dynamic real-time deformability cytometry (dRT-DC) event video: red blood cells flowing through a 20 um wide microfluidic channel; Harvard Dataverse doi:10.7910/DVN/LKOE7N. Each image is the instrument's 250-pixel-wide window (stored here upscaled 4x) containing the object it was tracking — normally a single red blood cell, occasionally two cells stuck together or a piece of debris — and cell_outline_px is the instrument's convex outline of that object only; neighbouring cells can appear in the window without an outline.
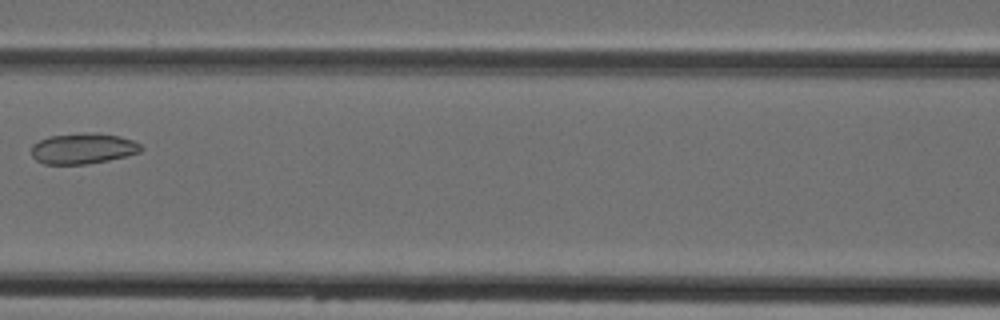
{"species": "Egyptian fruit bat (a non-hibernating species)", "species_latin": "Rousettus aegyptiacus", "temperature_condition": "cold", "stored_images_in_passage": 7, "camera_frame_rate_fps": 3000, "um_per_image_px": 0.085, "animal": {"sex": "female"}, "frame": {"image": 1, "passage_image": 6, "time_ms": 6.0, "image_size_px": [1000, 320], "cell_outline_px": [[144, 148], [140, 152], [108, 160], [88, 164], [44, 164], [36, 160], [32, 156], [32, 144], [48, 136], [84, 132], [120, 136], [132, 140], [140, 144]], "centroid_in_image_um": [7.04, 12.62], "position_along_channel_um": 159.6, "area_um2": 19.59}}
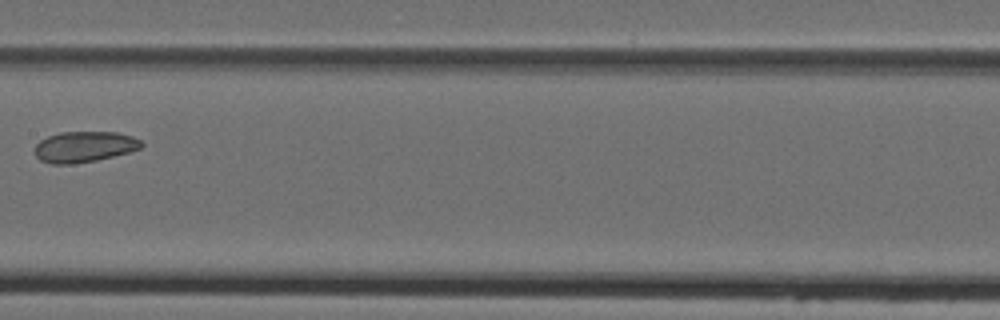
{"frame": {"image": 2, "passage_image": 7, "time_ms": 7.0, "image_size_px": [1000, 320], "cell_outline_px": [[144, 144], [140, 148], [128, 152], [96, 160], [72, 164], [52, 164], [40, 160], [36, 156], [36, 144], [40, 140], [48, 136], [60, 132], [116, 132], [132, 136], [140, 140]], "centroid_in_image_um": [7.16, 12.47], "position_along_channel_um": 200.2, "area_um2": 19.02}}